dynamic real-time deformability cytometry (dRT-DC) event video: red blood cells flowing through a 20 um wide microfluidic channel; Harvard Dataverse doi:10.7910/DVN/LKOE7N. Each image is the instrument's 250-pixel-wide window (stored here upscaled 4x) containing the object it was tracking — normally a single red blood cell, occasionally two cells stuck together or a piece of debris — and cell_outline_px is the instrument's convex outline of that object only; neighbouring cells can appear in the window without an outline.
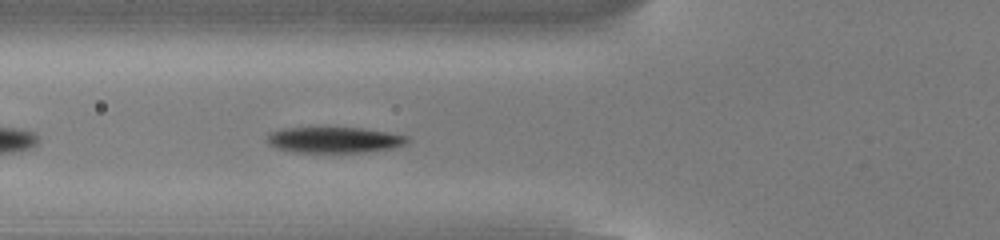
{"species": "common noctule bat (a hibernating species)", "species_latin": "Nyctalus noctula", "temperature_condition": "cold", "stored_images_in_passage": 41, "camera_frame_rate_fps": 3000, "um_per_image_px": 0.085, "animal": {"sex": "male", "body_mass_g": 13.0, "forearm_length_mm": 53.1}, "frame": {"image": 1, "passage_image": 6, "time_ms": 1.667, "image_size_px": [1000, 240], "cell_outline_px": [[408, 140], [404, 144], [392, 148], [364, 152], [292, 152], [276, 148], [268, 144], [268, 132], [280, 128], [360, 128], [388, 132], [408, 136]], "centroid_in_image_um": [28.36, 11.89], "position_along_channel_um": 97.4, "area_um2": 21.04}}
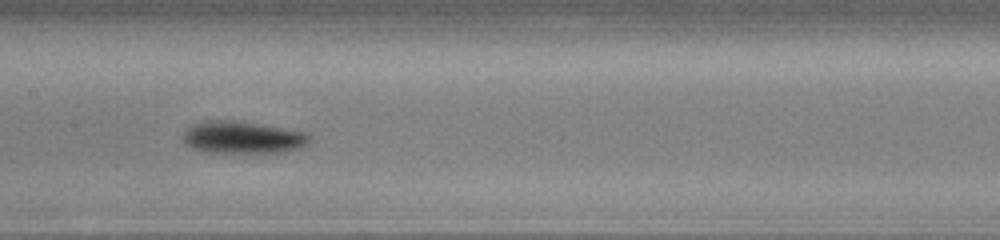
{"frame": {"image": 2, "passage_image": 13, "time_ms": 4.0, "image_size_px": [1000, 240], "cell_outline_px": [[312, 140], [308, 144], [300, 148], [284, 152], [200, 152], [184, 144], [180, 136], [192, 124], [204, 120], [236, 120], [260, 124], [304, 132], [312, 136]], "centroid_in_image_um": [20.58, 11.68], "position_along_channel_um": 186.8, "area_um2": 24.1}}
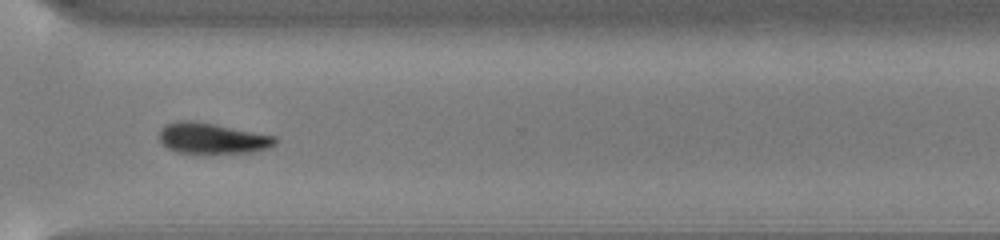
{"frame": {"image": 3, "passage_image": 26, "time_ms": 8.333, "image_size_px": [1000, 240], "cell_outline_px": [[276, 144], [268, 148], [252, 152], [176, 152], [168, 148], [160, 140], [160, 128], [164, 124], [176, 120], [188, 120], [212, 124], [276, 136]], "centroid_in_image_um": [18.01, 11.74], "position_along_channel_um": 352.6, "area_um2": 20.35}, "authors_computed_cell_mechanics": {"area_um2": 21.2126, "velocity_mm_per_s": 3.8294, "shape_relaxation_time_tau1_ms": 1.5758, "shape_relaxation_time_tau2_ms": null, "deformation_change_tau1": 0.1228, "deformation_change_tau2": null}}